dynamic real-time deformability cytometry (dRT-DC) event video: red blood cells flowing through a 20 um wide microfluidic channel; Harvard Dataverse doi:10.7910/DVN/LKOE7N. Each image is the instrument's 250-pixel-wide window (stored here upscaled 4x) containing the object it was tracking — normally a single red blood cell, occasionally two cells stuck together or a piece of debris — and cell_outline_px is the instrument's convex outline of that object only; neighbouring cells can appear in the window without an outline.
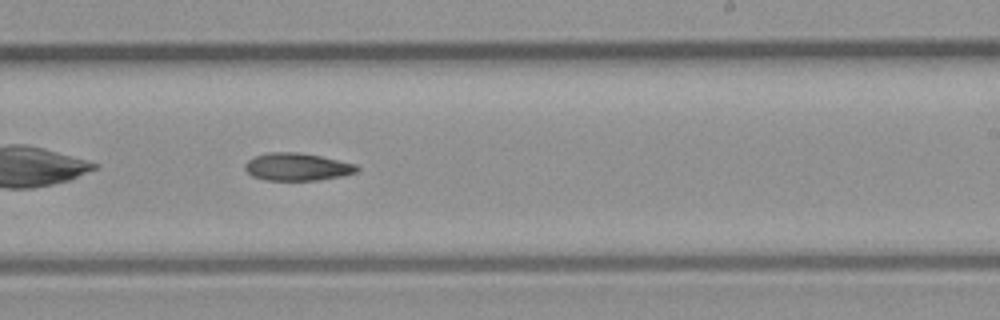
{"species": "common noctule bat (a hibernating species)", "species_latin": "Nyctalus noctula", "temperature_condition": "room temperature", "stored_images_in_passage": 25, "camera_frame_rate_fps": 3000, "um_per_image_px": 0.085, "animal": {"sex": "male", "body_mass_g": 23.1, "forearm_length_mm": 52.7}, "frame": {"image": 1, "passage_image": 11, "time_ms": 3.333, "image_size_px": [1000, 320], "cell_outline_px": [[360, 172], [344, 176], [316, 180], [264, 180], [252, 176], [244, 168], [244, 164], [248, 160], [256, 156], [268, 152], [296, 152], [320, 156], [356, 164], [360, 168]], "centroid_in_image_um": [25.29, 14.19], "position_along_channel_um": 263.7, "area_um2": 18.09}}